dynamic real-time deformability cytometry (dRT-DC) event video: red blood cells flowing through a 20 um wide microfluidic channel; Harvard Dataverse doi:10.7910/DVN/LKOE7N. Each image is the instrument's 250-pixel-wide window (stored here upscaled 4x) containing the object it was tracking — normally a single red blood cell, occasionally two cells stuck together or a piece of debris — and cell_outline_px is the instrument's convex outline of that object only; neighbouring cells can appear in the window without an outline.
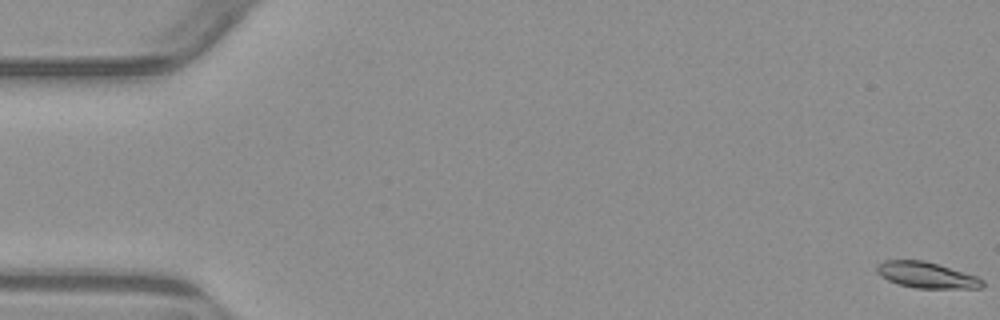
{"species": "common noctule bat (a hibernating species)", "species_latin": "Nyctalus noctula", "temperature_condition": "warm", "stored_images_in_passage": 6, "camera_frame_rate_fps": 3000, "um_per_image_px": 0.085, "animal": {"sex": "male", "body_mass_g": 23.1, "forearm_length_mm": 52.7}, "frame": {"image": 1, "passage_image": 1, "time_ms": 0.0, "image_size_px": [1000, 320], "cell_outline_px": [[984, 288], [916, 288], [900, 284], [888, 280], [880, 276], [876, 272], [876, 264], [884, 260], [924, 260], [976, 276], [984, 280]], "centroid_in_image_um": [78.73, 23.38], "position_along_channel_um": 6.3, "area_um2": 15.95}}
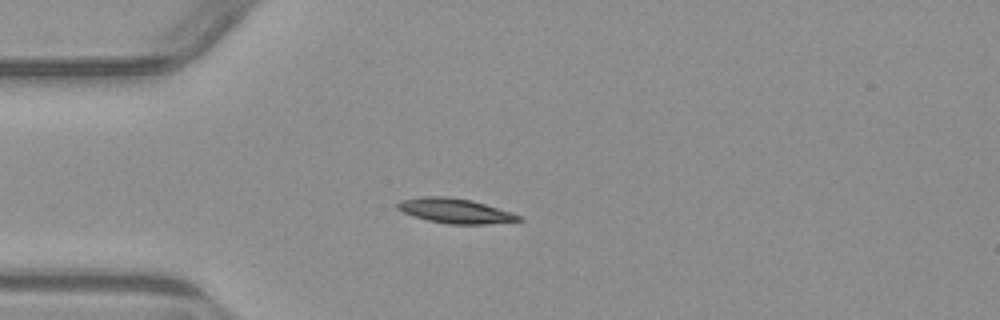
{"frame": {"image": 2, "passage_image": 5, "time_ms": 4.667, "image_size_px": [1000, 320], "cell_outline_px": [[524, 220], [484, 224], [448, 224], [428, 220], [412, 216], [396, 208], [396, 204], [400, 200], [420, 196], [448, 196], [472, 200], [512, 212], [520, 216]], "centroid_in_image_um": [38.66, 17.91], "position_along_channel_um": 46.3, "area_um2": 17.57}}